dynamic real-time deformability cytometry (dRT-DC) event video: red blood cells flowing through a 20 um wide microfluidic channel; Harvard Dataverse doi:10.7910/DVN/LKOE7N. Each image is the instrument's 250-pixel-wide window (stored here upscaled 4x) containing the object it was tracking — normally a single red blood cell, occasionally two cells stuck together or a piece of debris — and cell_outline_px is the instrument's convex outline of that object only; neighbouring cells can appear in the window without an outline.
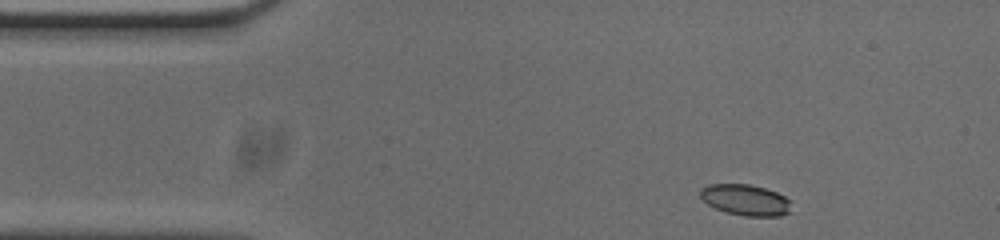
{"species": "common noctule bat (a hibernating species)", "species_latin": "Nyctalus noctula", "temperature_condition": "cold", "stored_images_in_passage": 48, "camera_frame_rate_fps": 3000, "um_per_image_px": 0.085, "animal": {"sex": "male", "body_mass_g": 20.0, "forearm_length_mm": 53.3}, "frame": {"image": 1, "passage_image": 1, "time_ms": 0.0, "image_size_px": [1000, 240], "cell_outline_px": [[792, 212], [780, 216], [744, 216], [728, 212], [716, 208], [708, 204], [700, 196], [700, 188], [708, 184], [748, 184], [764, 188], [776, 192], [792, 200]], "centroid_in_image_um": [63.42, 17.0], "position_along_channel_um": 21.6, "area_um2": 16.59}}
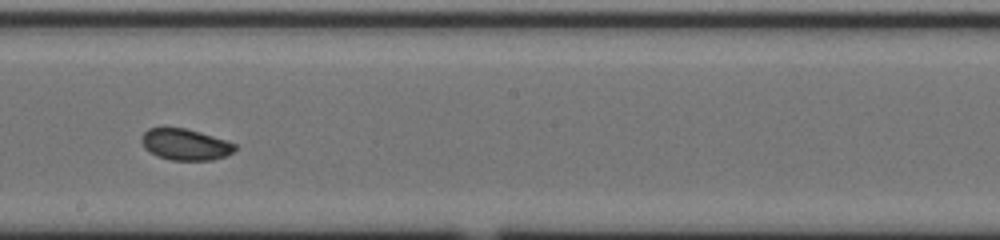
{"frame": {"image": 2, "passage_image": 23, "time_ms": 7.333, "image_size_px": [1000, 240], "cell_outline_px": [[236, 148], [232, 152], [224, 156], [212, 160], [172, 160], [156, 156], [144, 148], [140, 140], [140, 136], [148, 128], [184, 128], [200, 132], [236, 144]], "centroid_in_image_um": [15.69, 12.28], "position_along_channel_um": 232.5, "area_um2": 16.94}}
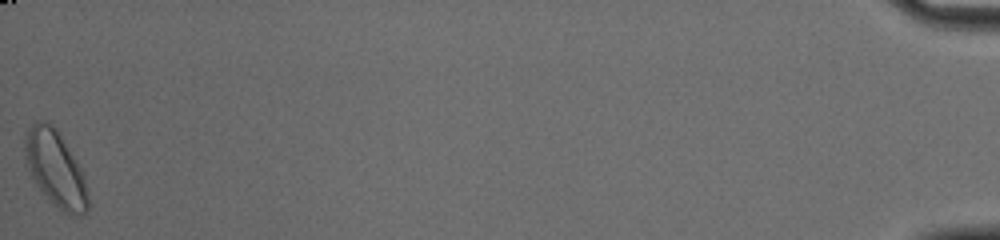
{"frame": {"image": 3, "passage_image": 48, "time_ms": 15.667, "image_size_px": [1000, 240], "cell_outline_px": [[88, 208], [80, 216], [72, 216], [64, 212], [40, 188], [32, 176], [24, 160], [24, 136], [32, 124], [36, 120], [44, 120], [56, 128], [60, 132], [80, 168], [84, 176], [88, 192]], "centroid_in_image_um": [4.71, 14.29], "position_along_channel_um": 430.5, "area_um2": 27.57}, "authors_computed_cell_mechanics": {"area_um2": 17.3978, "velocity_mm_per_s": 3.7074, "shape_relaxation_time_tau1_ms": 2.9249, "shape_relaxation_time_tau2_ms": 1.4286, "deformation_change_tau1": 0.1209, "deformation_change_tau2": 0.0486}}